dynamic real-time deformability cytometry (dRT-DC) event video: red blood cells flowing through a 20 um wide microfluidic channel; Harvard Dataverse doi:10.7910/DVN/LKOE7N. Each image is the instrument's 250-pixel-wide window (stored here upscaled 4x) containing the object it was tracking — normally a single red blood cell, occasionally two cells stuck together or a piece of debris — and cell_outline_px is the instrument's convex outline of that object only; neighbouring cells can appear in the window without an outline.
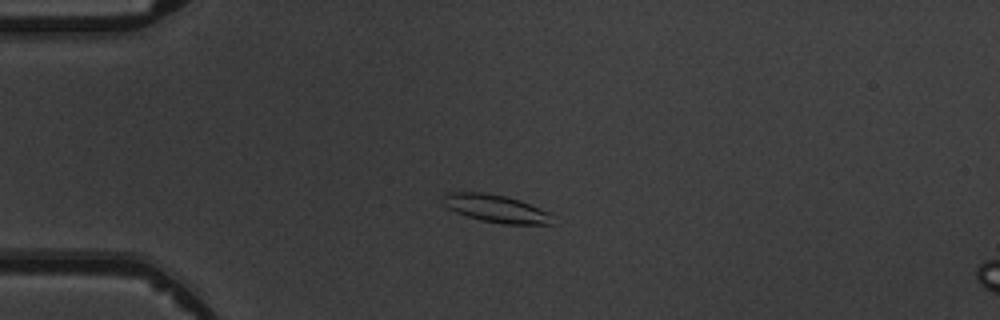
{"species": "common noctule bat (a hibernating species)", "species_latin": "Nyctalus noctula", "temperature_condition": "warm", "stored_images_in_passage": 4, "camera_frame_rate_fps": 3000, "um_per_image_px": 0.085, "animal": {"sex": "male", "body_mass_g": 19.5, "forearm_length_mm": 54.6}, "frame": {"image": 1, "passage_image": 3, "time_ms": 2.333, "image_size_px": [1000, 320], "cell_outline_px": [[552, 224], [504, 224], [480, 220], [456, 212], [448, 208], [440, 200], [444, 192], [484, 192], [504, 196], [520, 200], [548, 212]], "centroid_in_image_um": [42.07, 17.71], "position_along_channel_um": 42.9, "area_um2": 17.51}}